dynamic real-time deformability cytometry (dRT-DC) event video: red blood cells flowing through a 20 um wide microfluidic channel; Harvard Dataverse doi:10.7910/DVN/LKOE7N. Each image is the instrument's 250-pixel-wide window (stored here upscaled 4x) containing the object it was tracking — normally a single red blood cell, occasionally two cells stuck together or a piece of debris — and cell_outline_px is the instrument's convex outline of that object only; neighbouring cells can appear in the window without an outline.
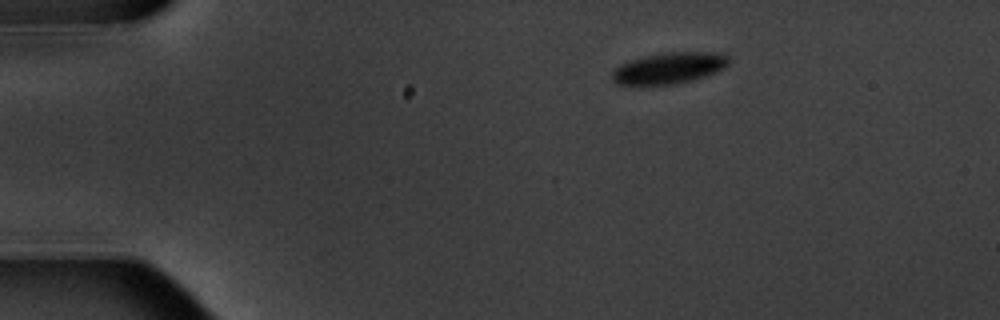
{"species": "common noctule bat (a hibernating species)", "species_latin": "Nyctalus noctula", "temperature_condition": "warm", "stored_images_in_passage": 5, "camera_frame_rate_fps": 3000, "um_per_image_px": 0.085, "animal": {"sex": "male", "body_mass_g": 20.1, "forearm_length_mm": 53.5}, "frame": {"image": 1, "passage_image": 2, "time_ms": 1.333, "image_size_px": [1000, 320], "cell_outline_px": [[732, 60], [724, 68], [716, 72], [692, 80], [676, 84], [648, 88], [616, 84], [612, 80], [612, 72], [620, 64], [644, 56], [664, 52], [728, 52]], "centroid_in_image_um": [56.88, 5.82], "position_along_channel_um": 28.1, "area_um2": 22.25}}
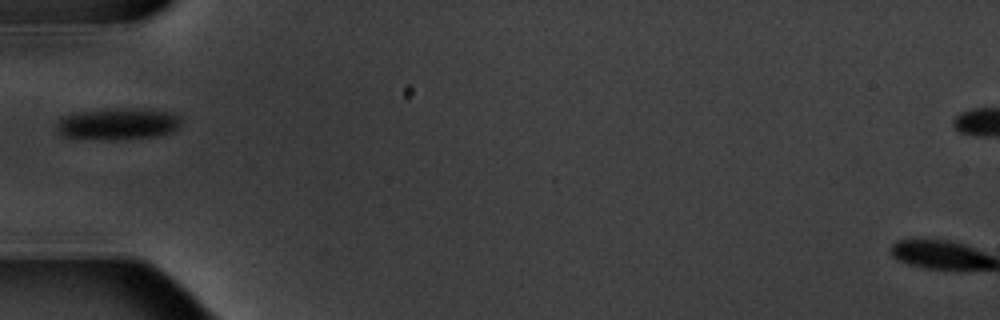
{"frame": {"image": 2, "passage_image": 5, "time_ms": 4.667, "image_size_px": [1000, 320], "cell_outline_px": [[180, 124], [172, 132], [156, 136], [112, 140], [100, 140], [64, 136], [56, 128], [56, 124], [64, 116], [72, 112], [116, 108], [144, 108], [172, 112], [180, 116]], "centroid_in_image_um": [10.03, 10.51], "position_along_channel_um": 75.0, "area_um2": 23.24}}